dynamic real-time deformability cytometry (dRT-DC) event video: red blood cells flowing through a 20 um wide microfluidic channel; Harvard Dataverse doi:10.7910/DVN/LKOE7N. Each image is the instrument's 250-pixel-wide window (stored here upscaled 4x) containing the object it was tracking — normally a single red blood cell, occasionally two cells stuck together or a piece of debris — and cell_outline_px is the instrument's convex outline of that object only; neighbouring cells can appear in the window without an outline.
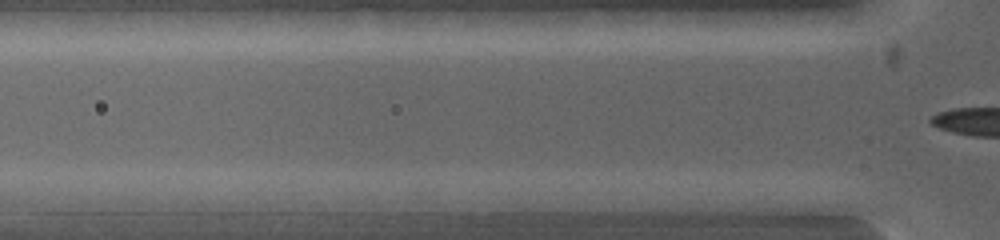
{"species": "common noctule bat (a hibernating species)", "species_latin": "Nyctalus noctula", "temperature_condition": "warm", "stored_images_in_passage": 3, "segment_of_instrument_passage": [1, 2], "camera_frame_rate_fps": 5000, "um_per_image_px": 0.085, "animal": {"sex": "female", "body_mass_g": 19.0, "forearm_length_mm": 53.3}, "frame": {"image": 1, "passage_image": 2, "time_ms": 0.6, "image_size_px": [1000, 240], "cell_outline_px": [[388, 200], [380, 212], [256, 212], [256, 200], [292, 192], [372, 192]], "centroid_in_image_um": [27.4, 17.21], "position_along_channel_um": 98.4, "area_um2": 17.22}}